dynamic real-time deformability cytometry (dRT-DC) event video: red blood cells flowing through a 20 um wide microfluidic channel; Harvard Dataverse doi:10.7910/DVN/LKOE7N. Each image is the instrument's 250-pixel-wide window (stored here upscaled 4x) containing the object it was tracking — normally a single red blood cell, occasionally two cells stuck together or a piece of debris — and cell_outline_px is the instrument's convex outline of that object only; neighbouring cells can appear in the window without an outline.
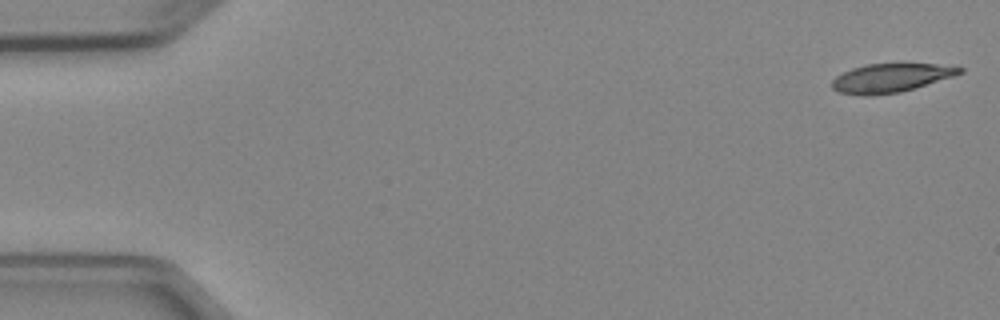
{"species": "Egyptian fruit bat (a non-hibernating species)", "species_latin": "Rousettus aegyptiacus", "temperature_condition": "cold", "stored_images_in_passage": 5, "camera_frame_rate_fps": 3000, "um_per_image_px": 0.085, "animal": {"sex": "female"}, "frame": {"image": 1, "passage_image": 1, "time_ms": 0.0, "image_size_px": [1000, 320], "cell_outline_px": [[964, 72], [952, 76], [900, 92], [872, 96], [864, 96], [836, 92], [832, 88], [832, 80], [836, 76], [852, 68], [864, 64], [936, 64], [964, 68]], "centroid_in_image_um": [75.65, 6.63], "position_along_channel_um": 9.4, "area_um2": 21.21}}
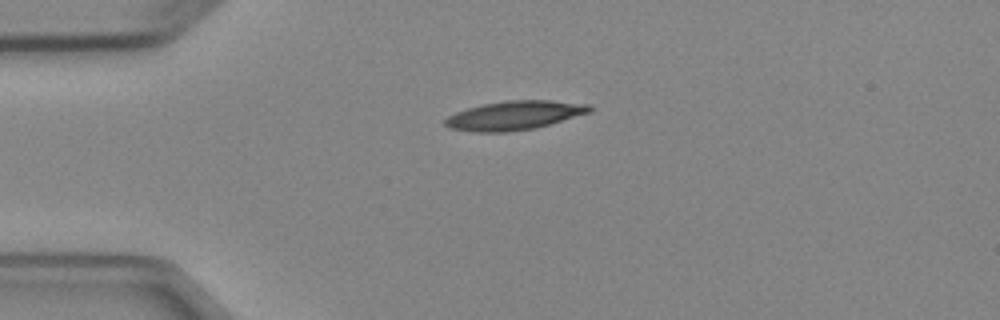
{"frame": {"image": 2, "passage_image": 4, "time_ms": 3.667, "image_size_px": [1000, 320], "cell_outline_px": [[592, 112], [536, 128], [504, 132], [476, 132], [448, 128], [444, 124], [444, 120], [448, 116], [456, 112], [468, 108], [484, 104], [508, 100], [552, 100], [592, 104]], "centroid_in_image_um": [43.77, 9.8], "position_along_channel_um": 41.2, "area_um2": 24.51}}